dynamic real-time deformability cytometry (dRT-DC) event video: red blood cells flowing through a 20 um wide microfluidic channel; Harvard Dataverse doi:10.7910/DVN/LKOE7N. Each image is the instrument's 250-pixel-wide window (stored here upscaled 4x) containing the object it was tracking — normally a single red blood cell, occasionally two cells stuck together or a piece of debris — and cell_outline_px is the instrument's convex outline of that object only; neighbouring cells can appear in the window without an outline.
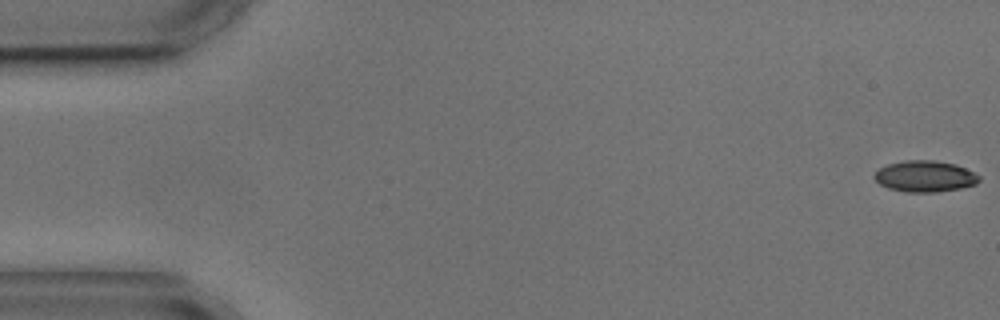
{"species": "common noctule bat (a hibernating species)", "species_latin": "Nyctalus noctula", "temperature_condition": "cold", "stored_images_in_passage": 4, "camera_frame_rate_fps": 3000, "um_per_image_px": 0.085, "animal": {"sex": "male", "body_mass_g": 17.9, "forearm_length_mm": 54.2}, "frame": {"image": 1, "passage_image": 1, "time_ms": 0.0, "image_size_px": [1000, 320], "cell_outline_px": [[980, 180], [976, 184], [960, 188], [936, 192], [904, 192], [888, 188], [880, 184], [872, 176], [880, 168], [888, 164], [904, 160], [936, 160], [956, 164], [980, 176]], "centroid_in_image_um": [78.61, 14.98], "position_along_channel_um": 6.4, "area_um2": 19.07}}
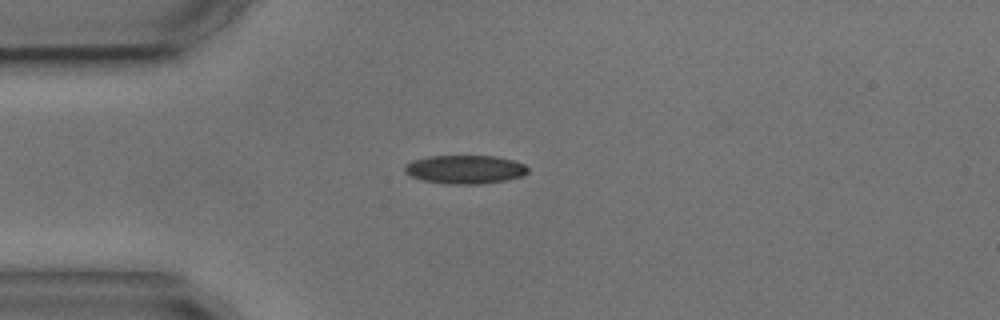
{"frame": {"image": 2, "passage_image": 4, "time_ms": 4.333, "image_size_px": [1000, 320], "cell_outline_px": [[528, 172], [524, 176], [504, 180], [480, 184], [448, 184], [424, 180], [412, 176], [404, 172], [404, 164], [412, 160], [428, 156], [496, 156], [512, 160], [524, 164], [528, 168]], "centroid_in_image_um": [39.52, 14.39], "position_along_channel_um": 45.5, "area_um2": 20.52}}